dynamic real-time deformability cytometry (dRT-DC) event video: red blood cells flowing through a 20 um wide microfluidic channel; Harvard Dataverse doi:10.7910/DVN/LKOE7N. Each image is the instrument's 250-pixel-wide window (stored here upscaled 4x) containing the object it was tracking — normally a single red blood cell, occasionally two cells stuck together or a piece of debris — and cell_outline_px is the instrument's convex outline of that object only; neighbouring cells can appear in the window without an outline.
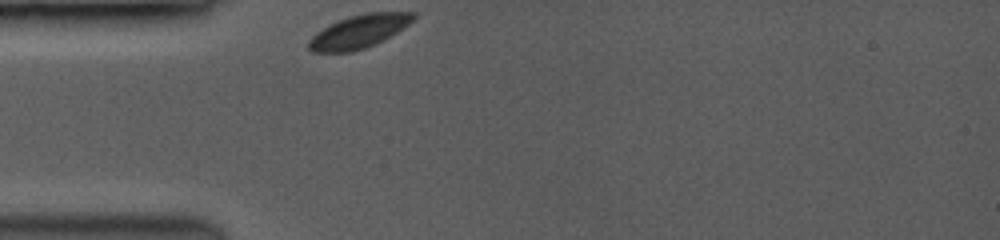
{"species": "common noctule bat (a hibernating species)", "species_latin": "Nyctalus noctula", "temperature_condition": "room temperature", "stored_images_in_passage": 29, "camera_frame_rate_fps": 3500, "um_per_image_px": 0.085, "animal": {"sex": "female", "body_mass_g": 19.0, "forearm_length_mm": 53.3}, "frame": {"image": 1, "passage_image": 1, "time_ms": 0.0, "image_size_px": [1000, 240], "cell_outline_px": [[416, 16], [408, 24], [384, 40], [376, 44], [352, 52], [312, 52], [308, 48], [308, 40], [316, 32], [328, 24], [364, 12], [416, 12]], "centroid_in_image_um": [30.49, 2.68], "position_along_channel_um": 54.5, "area_um2": 20.23}}
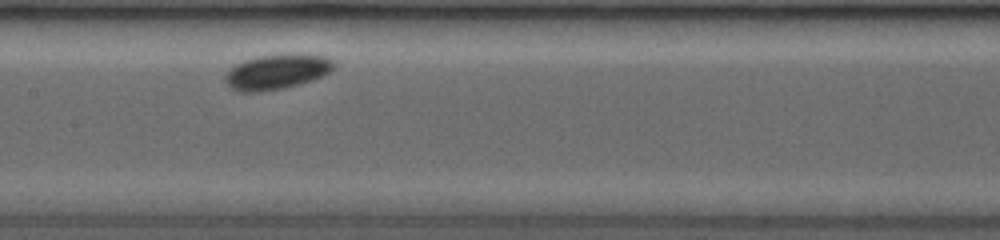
{"frame": {"image": 2, "passage_image": 11, "time_ms": 3.714, "image_size_px": [1000, 240], "cell_outline_px": [[336, 64], [324, 76], [312, 80], [280, 88], [248, 92], [244, 92], [232, 88], [224, 80], [224, 76], [228, 68], [232, 64], [256, 56], [288, 52], [296, 52], [328, 56]], "centroid_in_image_um": [23.53, 6.03], "position_along_channel_um": 183.9, "area_um2": 22.54}}
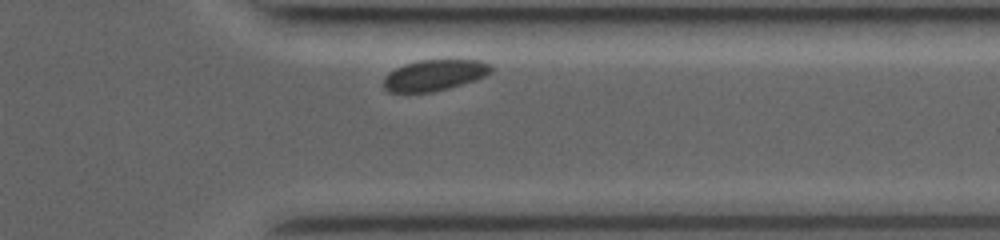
{"frame": {"image": 3, "passage_image": 27, "time_ms": 8.857, "image_size_px": [1000, 240], "cell_outline_px": [[492, 72], [484, 76], [448, 88], [432, 92], [388, 92], [384, 88], [384, 80], [396, 68], [404, 64], [420, 60], [480, 60], [488, 64], [492, 68]], "centroid_in_image_um": [36.93, 6.39], "position_along_channel_um": 374.5, "area_um2": 18.96}, "authors_computed_cell_mechanics": {"area_um2": 20.4034, "velocity_mm_per_s": 3.6676, "shape_relaxation_time_tau1_ms": 1.4747, "shape_relaxation_time_tau2_ms": null, "deformation_change_tau1": 0.0279, "deformation_change_tau2": null}}